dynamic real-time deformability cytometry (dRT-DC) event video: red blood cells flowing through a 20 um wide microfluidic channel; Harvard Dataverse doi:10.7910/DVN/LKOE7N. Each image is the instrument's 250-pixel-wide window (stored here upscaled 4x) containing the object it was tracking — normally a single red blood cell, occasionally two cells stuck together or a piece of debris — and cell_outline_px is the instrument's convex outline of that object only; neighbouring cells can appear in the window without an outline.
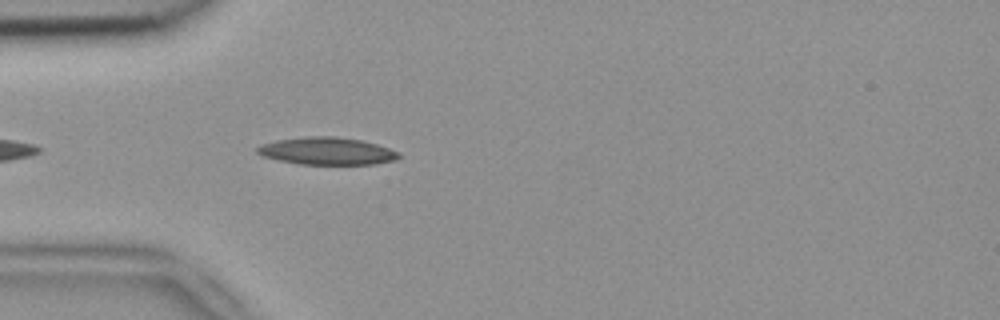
{"species": "common noctule bat (a hibernating species)", "species_latin": "Nyctalus noctula", "temperature_condition": "room temperature", "stored_images_in_passage": 5, "camera_frame_rate_fps": 3000, "um_per_image_px": 0.085, "animal": {"sex": "female", "body_mass_g": 18.4}, "frame": {"image": 1, "passage_image": 5, "time_ms": 1.333, "image_size_px": [1000, 320], "cell_outline_px": [[400, 156], [396, 160], [376, 164], [300, 164], [280, 160], [264, 156], [256, 152], [256, 148], [260, 144], [276, 140], [308, 136], [336, 136], [360, 140], [376, 144], [400, 152]], "centroid_in_image_um": [27.8, 12.83], "position_along_channel_um": 57.2, "area_um2": 22.54}}